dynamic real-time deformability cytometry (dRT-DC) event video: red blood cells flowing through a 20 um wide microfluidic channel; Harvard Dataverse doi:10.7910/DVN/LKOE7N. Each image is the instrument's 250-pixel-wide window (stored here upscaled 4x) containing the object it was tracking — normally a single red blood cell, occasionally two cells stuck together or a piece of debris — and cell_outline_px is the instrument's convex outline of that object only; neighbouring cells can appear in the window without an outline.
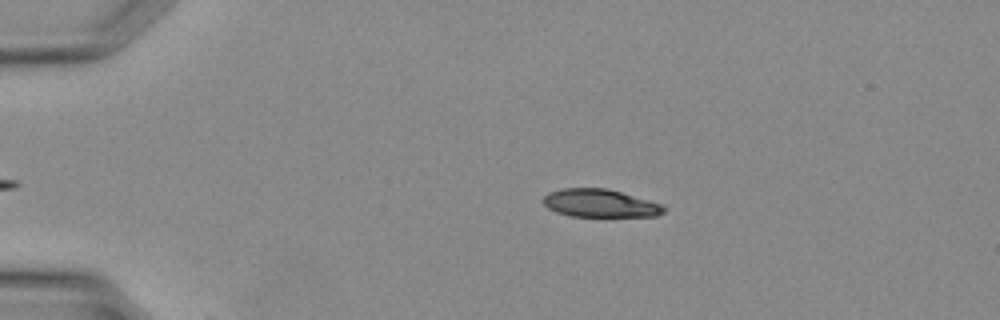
{"species": "Egyptian fruit bat (a non-hibernating species)", "species_latin": "Rousettus aegyptiacus", "temperature_condition": "warm", "stored_images_in_passage": 4, "camera_frame_rate_fps": 3000, "um_per_image_px": 0.085, "animal": {"sex": "female"}, "frame": {"image": 1, "passage_image": 3, "time_ms": 0.667, "image_size_px": [1000, 320], "cell_outline_px": [[668, 208], [664, 212], [656, 216], [572, 216], [556, 212], [548, 208], [544, 204], [544, 196], [548, 192], [560, 188], [608, 188], [664, 204]], "centroid_in_image_um": [51.04, 17.26], "position_along_channel_um": 34.0, "area_um2": 19.83}}